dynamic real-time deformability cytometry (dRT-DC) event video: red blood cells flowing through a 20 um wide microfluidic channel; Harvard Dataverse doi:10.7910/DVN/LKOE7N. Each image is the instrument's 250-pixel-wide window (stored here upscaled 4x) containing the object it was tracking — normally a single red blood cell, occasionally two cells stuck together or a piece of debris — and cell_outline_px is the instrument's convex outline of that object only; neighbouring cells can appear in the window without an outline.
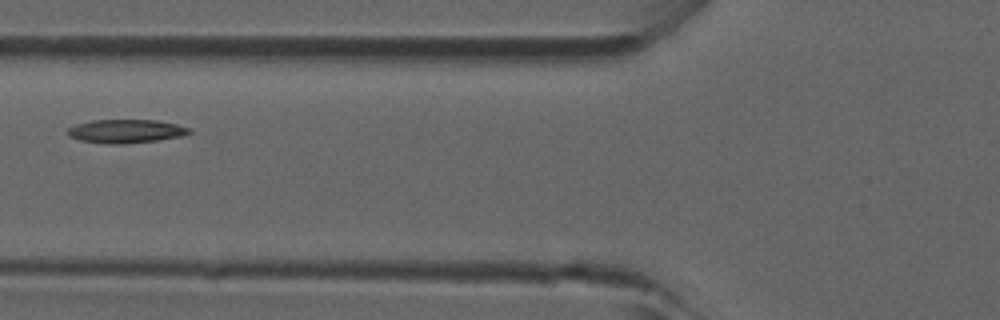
{"species": "common noctule bat (a hibernating species)", "species_latin": "Nyctalus noctula", "temperature_condition": "room temperature", "stored_images_in_passage": 3, "camera_frame_rate_fps": 3000, "um_per_image_px": 0.085, "animal": {"sex": "male", "forearm_length_mm": 52.5}, "frame": {"image": 1, "passage_image": 3, "time_ms": 0.667, "image_size_px": [1000, 320], "cell_outline_px": [[192, 132], [180, 136], [156, 140], [124, 144], [112, 144], [80, 140], [68, 136], [68, 128], [76, 124], [92, 120], [156, 120], [176, 124], [188, 128]], "centroid_in_image_um": [10.67, 11.15], "position_along_channel_um": 115.1, "area_um2": 16.47}}